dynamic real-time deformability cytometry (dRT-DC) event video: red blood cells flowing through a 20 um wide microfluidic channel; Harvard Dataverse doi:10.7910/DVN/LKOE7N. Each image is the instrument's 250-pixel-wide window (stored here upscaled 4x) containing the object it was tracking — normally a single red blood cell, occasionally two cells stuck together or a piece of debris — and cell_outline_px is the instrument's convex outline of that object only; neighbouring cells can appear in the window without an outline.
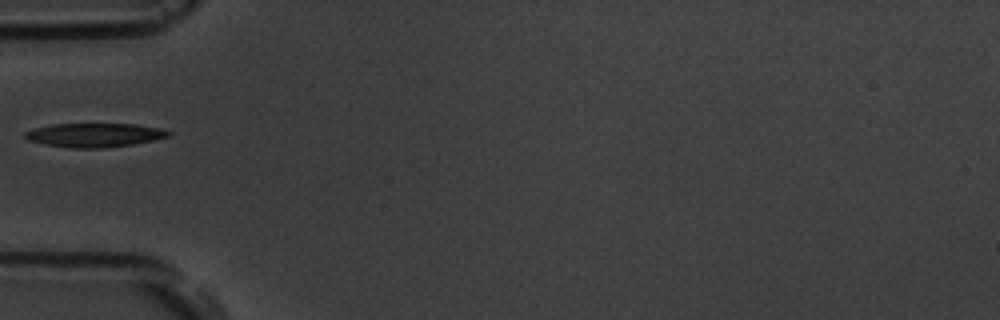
{"species": "common noctule bat (a hibernating species)", "species_latin": "Nyctalus noctula", "temperature_condition": "room temperature", "stored_images_in_passage": 5, "camera_frame_rate_fps": 3000, "um_per_image_px": 0.085, "animal": {"sex": "male", "body_mass_g": 19.5, "forearm_length_mm": 54.6}, "frame": {"image": 1, "passage_image": 4, "time_ms": 4.333, "image_size_px": [1000, 320], "cell_outline_px": [[172, 132], [168, 136], [152, 140], [132, 144], [104, 148], [68, 148], [44, 144], [28, 140], [24, 136], [24, 132], [36, 128], [52, 124], [136, 124], [160, 128]], "centroid_in_image_um": [8.01, 11.48], "position_along_channel_um": 77.0, "area_um2": 19.88}}
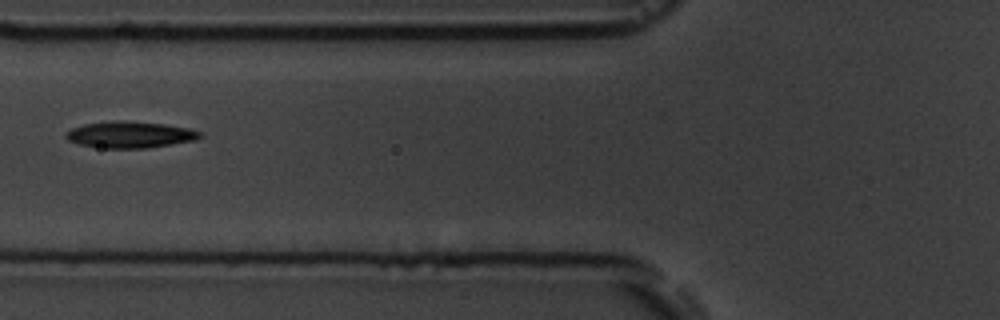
{"frame": {"image": 2, "passage_image": 5, "time_ms": 5.333, "image_size_px": [1000, 320], "cell_outline_px": [[204, 136], [196, 140], [144, 148], [100, 148], [80, 144], [68, 140], [64, 136], [64, 132], [72, 128], [84, 124], [116, 120], [164, 124], [188, 128], [204, 132]], "centroid_in_image_um": [11.05, 11.44], "position_along_channel_um": 114.7, "area_um2": 20.69}}